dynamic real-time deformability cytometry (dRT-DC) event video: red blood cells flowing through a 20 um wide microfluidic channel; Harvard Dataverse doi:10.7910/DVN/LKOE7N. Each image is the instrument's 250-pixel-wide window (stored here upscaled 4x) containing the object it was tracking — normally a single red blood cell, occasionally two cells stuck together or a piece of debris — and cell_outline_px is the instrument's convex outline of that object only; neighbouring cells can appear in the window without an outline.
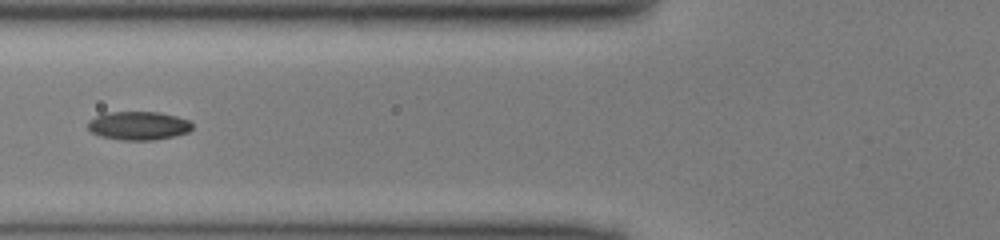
{"species": "common noctule bat (a hibernating species)", "species_latin": "Nyctalus noctula", "temperature_condition": "cold", "stored_images_in_passage": 36, "camera_frame_rate_fps": 3000, "um_per_image_px": 0.085, "animal": {"sex": "male", "body_mass_g": 13.0, "forearm_length_mm": 53.1}, "frame": {"image": 1, "passage_image": 6, "time_ms": 1.667, "image_size_px": [1000, 240], "cell_outline_px": [[192, 128], [188, 132], [172, 136], [152, 140], [124, 140], [100, 136], [92, 132], [88, 128], [88, 120], [104, 112], [160, 112], [176, 116], [188, 120], [192, 124]], "centroid_in_image_um": [11.75, 10.67], "position_along_channel_um": 114.1, "area_um2": 17.28}}
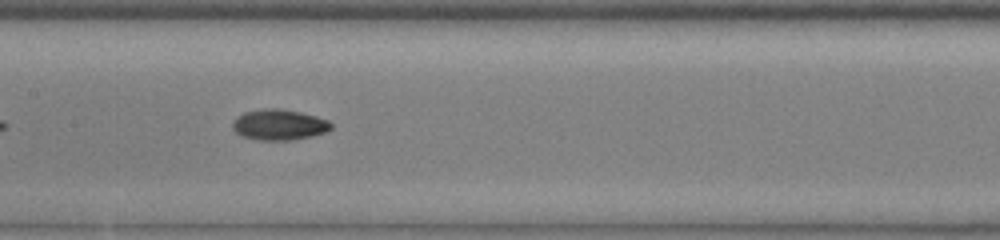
{"frame": {"image": 2, "passage_image": 11, "time_ms": 3.333, "image_size_px": [1000, 240], "cell_outline_px": [[332, 128], [324, 132], [292, 140], [260, 140], [244, 136], [236, 132], [232, 128], [232, 124], [236, 116], [244, 112], [264, 108], [276, 108], [300, 112], [316, 116], [328, 120], [332, 124]], "centroid_in_image_um": [23.7, 10.59], "position_along_channel_um": 183.7, "area_um2": 17.46}}
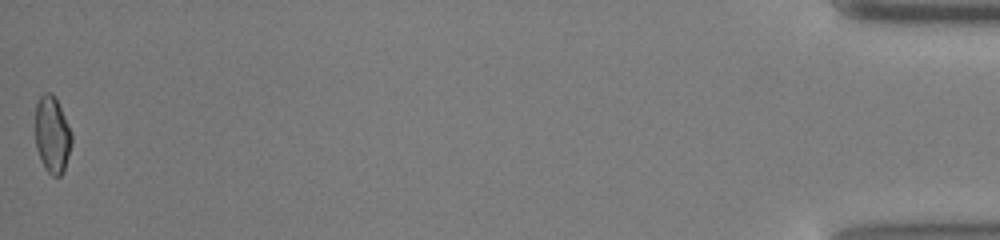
{"frame": {"image": 3, "passage_image": 36, "time_ms": 11.667, "image_size_px": [1000, 240], "cell_outline_px": [[72, 144], [64, 172], [60, 176], [52, 176], [44, 168], [40, 160], [36, 148], [36, 104], [40, 96], [44, 92], [48, 92], [56, 100], [72, 132]], "centroid_in_image_um": [4.44, 11.51], "position_along_channel_um": 430.8, "area_um2": 16.24}}